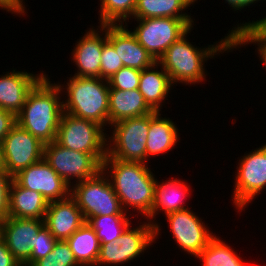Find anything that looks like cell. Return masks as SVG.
Masks as SVG:
<instances>
[{
    "label": "cell",
    "mask_w": 266,
    "mask_h": 266,
    "mask_svg": "<svg viewBox=\"0 0 266 266\" xmlns=\"http://www.w3.org/2000/svg\"><path fill=\"white\" fill-rule=\"evenodd\" d=\"M102 170L108 176L122 209L125 212L134 209L146 219L151 214L157 181L147 163L121 161L107 154Z\"/></svg>",
    "instance_id": "obj_1"
},
{
    "label": "cell",
    "mask_w": 266,
    "mask_h": 266,
    "mask_svg": "<svg viewBox=\"0 0 266 266\" xmlns=\"http://www.w3.org/2000/svg\"><path fill=\"white\" fill-rule=\"evenodd\" d=\"M61 89L45 75L29 92L16 123L44 145L56 140L64 113ZM61 98V99H60Z\"/></svg>",
    "instance_id": "obj_2"
},
{
    "label": "cell",
    "mask_w": 266,
    "mask_h": 266,
    "mask_svg": "<svg viewBox=\"0 0 266 266\" xmlns=\"http://www.w3.org/2000/svg\"><path fill=\"white\" fill-rule=\"evenodd\" d=\"M190 32L191 29L178 41L172 43L158 60L168 73L173 85L178 83L199 84L204 81L207 75L204 68L205 62L209 58H215L217 54L220 55L225 51L230 52L233 49L232 36L228 34L214 45L197 48L187 39V34Z\"/></svg>",
    "instance_id": "obj_3"
},
{
    "label": "cell",
    "mask_w": 266,
    "mask_h": 266,
    "mask_svg": "<svg viewBox=\"0 0 266 266\" xmlns=\"http://www.w3.org/2000/svg\"><path fill=\"white\" fill-rule=\"evenodd\" d=\"M57 84L61 92L67 93L68 98L62 101L65 113L91 120L103 128L109 124L108 80L72 76L67 85Z\"/></svg>",
    "instance_id": "obj_4"
},
{
    "label": "cell",
    "mask_w": 266,
    "mask_h": 266,
    "mask_svg": "<svg viewBox=\"0 0 266 266\" xmlns=\"http://www.w3.org/2000/svg\"><path fill=\"white\" fill-rule=\"evenodd\" d=\"M74 183L70 195L86 222L93 216L127 215L103 170L92 178Z\"/></svg>",
    "instance_id": "obj_5"
},
{
    "label": "cell",
    "mask_w": 266,
    "mask_h": 266,
    "mask_svg": "<svg viewBox=\"0 0 266 266\" xmlns=\"http://www.w3.org/2000/svg\"><path fill=\"white\" fill-rule=\"evenodd\" d=\"M150 114L127 118L111 125L107 136V154L121 161L146 163V142Z\"/></svg>",
    "instance_id": "obj_6"
},
{
    "label": "cell",
    "mask_w": 266,
    "mask_h": 266,
    "mask_svg": "<svg viewBox=\"0 0 266 266\" xmlns=\"http://www.w3.org/2000/svg\"><path fill=\"white\" fill-rule=\"evenodd\" d=\"M106 155L70 150L53 141L44 145L43 158L71 187V180L79 182L97 175L102 170Z\"/></svg>",
    "instance_id": "obj_7"
},
{
    "label": "cell",
    "mask_w": 266,
    "mask_h": 266,
    "mask_svg": "<svg viewBox=\"0 0 266 266\" xmlns=\"http://www.w3.org/2000/svg\"><path fill=\"white\" fill-rule=\"evenodd\" d=\"M135 20L139 24L131 32L156 61L194 25L193 20L167 17Z\"/></svg>",
    "instance_id": "obj_8"
},
{
    "label": "cell",
    "mask_w": 266,
    "mask_h": 266,
    "mask_svg": "<svg viewBox=\"0 0 266 266\" xmlns=\"http://www.w3.org/2000/svg\"><path fill=\"white\" fill-rule=\"evenodd\" d=\"M105 128L96 122L63 113L56 142L70 150L90 154H107Z\"/></svg>",
    "instance_id": "obj_9"
},
{
    "label": "cell",
    "mask_w": 266,
    "mask_h": 266,
    "mask_svg": "<svg viewBox=\"0 0 266 266\" xmlns=\"http://www.w3.org/2000/svg\"><path fill=\"white\" fill-rule=\"evenodd\" d=\"M238 162L232 201L238 212L266 189V144L245 153ZM257 195V196H256Z\"/></svg>",
    "instance_id": "obj_10"
},
{
    "label": "cell",
    "mask_w": 266,
    "mask_h": 266,
    "mask_svg": "<svg viewBox=\"0 0 266 266\" xmlns=\"http://www.w3.org/2000/svg\"><path fill=\"white\" fill-rule=\"evenodd\" d=\"M2 153L4 169L13 178L43 158L44 144L16 124L2 142Z\"/></svg>",
    "instance_id": "obj_11"
},
{
    "label": "cell",
    "mask_w": 266,
    "mask_h": 266,
    "mask_svg": "<svg viewBox=\"0 0 266 266\" xmlns=\"http://www.w3.org/2000/svg\"><path fill=\"white\" fill-rule=\"evenodd\" d=\"M166 218L174 241L182 251L192 257L196 258L216 236L192 210L172 212L167 214Z\"/></svg>",
    "instance_id": "obj_12"
},
{
    "label": "cell",
    "mask_w": 266,
    "mask_h": 266,
    "mask_svg": "<svg viewBox=\"0 0 266 266\" xmlns=\"http://www.w3.org/2000/svg\"><path fill=\"white\" fill-rule=\"evenodd\" d=\"M13 179L21 187L41 193L48 203L67 198L71 191L44 158L20 171Z\"/></svg>",
    "instance_id": "obj_13"
},
{
    "label": "cell",
    "mask_w": 266,
    "mask_h": 266,
    "mask_svg": "<svg viewBox=\"0 0 266 266\" xmlns=\"http://www.w3.org/2000/svg\"><path fill=\"white\" fill-rule=\"evenodd\" d=\"M93 28L85 32L72 51V60L78 69L74 76L100 78L101 52L107 42V25L98 26V31Z\"/></svg>",
    "instance_id": "obj_14"
},
{
    "label": "cell",
    "mask_w": 266,
    "mask_h": 266,
    "mask_svg": "<svg viewBox=\"0 0 266 266\" xmlns=\"http://www.w3.org/2000/svg\"><path fill=\"white\" fill-rule=\"evenodd\" d=\"M45 225L44 220L7 217L2 226V239L9 251L23 265L34 247L35 235Z\"/></svg>",
    "instance_id": "obj_15"
},
{
    "label": "cell",
    "mask_w": 266,
    "mask_h": 266,
    "mask_svg": "<svg viewBox=\"0 0 266 266\" xmlns=\"http://www.w3.org/2000/svg\"><path fill=\"white\" fill-rule=\"evenodd\" d=\"M126 27L127 23L107 25V41L114 47L123 66L139 70L152 66L157 61Z\"/></svg>",
    "instance_id": "obj_16"
},
{
    "label": "cell",
    "mask_w": 266,
    "mask_h": 266,
    "mask_svg": "<svg viewBox=\"0 0 266 266\" xmlns=\"http://www.w3.org/2000/svg\"><path fill=\"white\" fill-rule=\"evenodd\" d=\"M43 72L34 75L27 71L12 70L0 76V108L17 116L29 92L46 75Z\"/></svg>",
    "instance_id": "obj_17"
},
{
    "label": "cell",
    "mask_w": 266,
    "mask_h": 266,
    "mask_svg": "<svg viewBox=\"0 0 266 266\" xmlns=\"http://www.w3.org/2000/svg\"><path fill=\"white\" fill-rule=\"evenodd\" d=\"M45 226L58 241L67 240L86 221L75 199L67 198L48 203Z\"/></svg>",
    "instance_id": "obj_18"
},
{
    "label": "cell",
    "mask_w": 266,
    "mask_h": 266,
    "mask_svg": "<svg viewBox=\"0 0 266 266\" xmlns=\"http://www.w3.org/2000/svg\"><path fill=\"white\" fill-rule=\"evenodd\" d=\"M185 183L186 182L183 180L181 181L177 178H171V180H165V182L163 181L161 183L158 180L156 181L154 202L151 214L147 217V222L154 225V241H156L161 229L159 228L160 224L153 219H155V216L160 213V210L167 215L172 212L190 209L187 208L188 206L185 207L184 205L186 197L190 195L189 193H191L189 189L190 185L188 186V184Z\"/></svg>",
    "instance_id": "obj_19"
},
{
    "label": "cell",
    "mask_w": 266,
    "mask_h": 266,
    "mask_svg": "<svg viewBox=\"0 0 266 266\" xmlns=\"http://www.w3.org/2000/svg\"><path fill=\"white\" fill-rule=\"evenodd\" d=\"M47 200L39 192L21 187L14 179L9 186L8 217L44 220Z\"/></svg>",
    "instance_id": "obj_20"
},
{
    "label": "cell",
    "mask_w": 266,
    "mask_h": 266,
    "mask_svg": "<svg viewBox=\"0 0 266 266\" xmlns=\"http://www.w3.org/2000/svg\"><path fill=\"white\" fill-rule=\"evenodd\" d=\"M158 66L161 71L158 70ZM172 86L173 84L168 73L163 69L162 65L158 61L152 66L141 70L138 89L143 95L145 102L153 111H161L160 109L162 108V103L165 102Z\"/></svg>",
    "instance_id": "obj_21"
},
{
    "label": "cell",
    "mask_w": 266,
    "mask_h": 266,
    "mask_svg": "<svg viewBox=\"0 0 266 266\" xmlns=\"http://www.w3.org/2000/svg\"><path fill=\"white\" fill-rule=\"evenodd\" d=\"M153 110L145 102L139 89H109V125L121 120L147 115Z\"/></svg>",
    "instance_id": "obj_22"
},
{
    "label": "cell",
    "mask_w": 266,
    "mask_h": 266,
    "mask_svg": "<svg viewBox=\"0 0 266 266\" xmlns=\"http://www.w3.org/2000/svg\"><path fill=\"white\" fill-rule=\"evenodd\" d=\"M161 113H150V126L146 142V162L150 156L168 153L177 145L178 128L170 118L160 116Z\"/></svg>",
    "instance_id": "obj_23"
},
{
    "label": "cell",
    "mask_w": 266,
    "mask_h": 266,
    "mask_svg": "<svg viewBox=\"0 0 266 266\" xmlns=\"http://www.w3.org/2000/svg\"><path fill=\"white\" fill-rule=\"evenodd\" d=\"M128 226L122 235L117 239L121 252V265L133 262L144 253L151 243H154V225L150 222H141L139 226L131 229ZM148 247V248H147ZM143 252V253H142Z\"/></svg>",
    "instance_id": "obj_24"
},
{
    "label": "cell",
    "mask_w": 266,
    "mask_h": 266,
    "mask_svg": "<svg viewBox=\"0 0 266 266\" xmlns=\"http://www.w3.org/2000/svg\"><path fill=\"white\" fill-rule=\"evenodd\" d=\"M198 0H137L133 18H178L193 20L191 15L183 11Z\"/></svg>",
    "instance_id": "obj_25"
},
{
    "label": "cell",
    "mask_w": 266,
    "mask_h": 266,
    "mask_svg": "<svg viewBox=\"0 0 266 266\" xmlns=\"http://www.w3.org/2000/svg\"><path fill=\"white\" fill-rule=\"evenodd\" d=\"M76 261L81 266H96L100 250V241L96 232L85 222L67 240Z\"/></svg>",
    "instance_id": "obj_26"
},
{
    "label": "cell",
    "mask_w": 266,
    "mask_h": 266,
    "mask_svg": "<svg viewBox=\"0 0 266 266\" xmlns=\"http://www.w3.org/2000/svg\"><path fill=\"white\" fill-rule=\"evenodd\" d=\"M202 266H242L243 260L227 243L215 236L196 257Z\"/></svg>",
    "instance_id": "obj_27"
},
{
    "label": "cell",
    "mask_w": 266,
    "mask_h": 266,
    "mask_svg": "<svg viewBox=\"0 0 266 266\" xmlns=\"http://www.w3.org/2000/svg\"><path fill=\"white\" fill-rule=\"evenodd\" d=\"M127 215L93 216L87 223L96 232L100 244L117 241L131 225Z\"/></svg>",
    "instance_id": "obj_28"
},
{
    "label": "cell",
    "mask_w": 266,
    "mask_h": 266,
    "mask_svg": "<svg viewBox=\"0 0 266 266\" xmlns=\"http://www.w3.org/2000/svg\"><path fill=\"white\" fill-rule=\"evenodd\" d=\"M101 25H122L133 18L137 0H100ZM127 20V21H126Z\"/></svg>",
    "instance_id": "obj_29"
},
{
    "label": "cell",
    "mask_w": 266,
    "mask_h": 266,
    "mask_svg": "<svg viewBox=\"0 0 266 266\" xmlns=\"http://www.w3.org/2000/svg\"><path fill=\"white\" fill-rule=\"evenodd\" d=\"M32 266H81L75 259L67 241L55 243L52 252L37 260Z\"/></svg>",
    "instance_id": "obj_30"
},
{
    "label": "cell",
    "mask_w": 266,
    "mask_h": 266,
    "mask_svg": "<svg viewBox=\"0 0 266 266\" xmlns=\"http://www.w3.org/2000/svg\"><path fill=\"white\" fill-rule=\"evenodd\" d=\"M57 240L44 225L35 235L34 247L31 251V257L22 266H32L37 260L46 257L52 252Z\"/></svg>",
    "instance_id": "obj_31"
},
{
    "label": "cell",
    "mask_w": 266,
    "mask_h": 266,
    "mask_svg": "<svg viewBox=\"0 0 266 266\" xmlns=\"http://www.w3.org/2000/svg\"><path fill=\"white\" fill-rule=\"evenodd\" d=\"M141 70L123 66L110 79L109 88L119 90H135L139 88Z\"/></svg>",
    "instance_id": "obj_32"
},
{
    "label": "cell",
    "mask_w": 266,
    "mask_h": 266,
    "mask_svg": "<svg viewBox=\"0 0 266 266\" xmlns=\"http://www.w3.org/2000/svg\"><path fill=\"white\" fill-rule=\"evenodd\" d=\"M123 67L114 47L107 41L101 52L100 78L108 80Z\"/></svg>",
    "instance_id": "obj_33"
},
{
    "label": "cell",
    "mask_w": 266,
    "mask_h": 266,
    "mask_svg": "<svg viewBox=\"0 0 266 266\" xmlns=\"http://www.w3.org/2000/svg\"><path fill=\"white\" fill-rule=\"evenodd\" d=\"M99 256L97 259V265H113L117 266L121 264V252L120 246L117 241L100 244Z\"/></svg>",
    "instance_id": "obj_34"
},
{
    "label": "cell",
    "mask_w": 266,
    "mask_h": 266,
    "mask_svg": "<svg viewBox=\"0 0 266 266\" xmlns=\"http://www.w3.org/2000/svg\"><path fill=\"white\" fill-rule=\"evenodd\" d=\"M251 43L254 45L257 44L258 56L260 55L259 58L266 67V43L259 42L247 29L238 32L232 37L233 49L240 48L243 44V46H245Z\"/></svg>",
    "instance_id": "obj_35"
},
{
    "label": "cell",
    "mask_w": 266,
    "mask_h": 266,
    "mask_svg": "<svg viewBox=\"0 0 266 266\" xmlns=\"http://www.w3.org/2000/svg\"><path fill=\"white\" fill-rule=\"evenodd\" d=\"M237 27H233L232 30L229 31L230 36L236 35L238 32L247 29L259 42L266 43V16L262 19L252 22H243L241 24H236Z\"/></svg>",
    "instance_id": "obj_36"
},
{
    "label": "cell",
    "mask_w": 266,
    "mask_h": 266,
    "mask_svg": "<svg viewBox=\"0 0 266 266\" xmlns=\"http://www.w3.org/2000/svg\"><path fill=\"white\" fill-rule=\"evenodd\" d=\"M12 177L6 171H0V218L8 217L9 186Z\"/></svg>",
    "instance_id": "obj_37"
},
{
    "label": "cell",
    "mask_w": 266,
    "mask_h": 266,
    "mask_svg": "<svg viewBox=\"0 0 266 266\" xmlns=\"http://www.w3.org/2000/svg\"><path fill=\"white\" fill-rule=\"evenodd\" d=\"M16 124V116L0 108V143Z\"/></svg>",
    "instance_id": "obj_38"
},
{
    "label": "cell",
    "mask_w": 266,
    "mask_h": 266,
    "mask_svg": "<svg viewBox=\"0 0 266 266\" xmlns=\"http://www.w3.org/2000/svg\"><path fill=\"white\" fill-rule=\"evenodd\" d=\"M23 0H0V8L6 10L7 12H11V14L15 13L18 15H25V4Z\"/></svg>",
    "instance_id": "obj_39"
},
{
    "label": "cell",
    "mask_w": 266,
    "mask_h": 266,
    "mask_svg": "<svg viewBox=\"0 0 266 266\" xmlns=\"http://www.w3.org/2000/svg\"><path fill=\"white\" fill-rule=\"evenodd\" d=\"M0 266H22L9 251L4 240H0Z\"/></svg>",
    "instance_id": "obj_40"
},
{
    "label": "cell",
    "mask_w": 266,
    "mask_h": 266,
    "mask_svg": "<svg viewBox=\"0 0 266 266\" xmlns=\"http://www.w3.org/2000/svg\"><path fill=\"white\" fill-rule=\"evenodd\" d=\"M259 0H225L234 11H241L242 9L246 8V6H250L253 3L255 4Z\"/></svg>",
    "instance_id": "obj_41"
},
{
    "label": "cell",
    "mask_w": 266,
    "mask_h": 266,
    "mask_svg": "<svg viewBox=\"0 0 266 266\" xmlns=\"http://www.w3.org/2000/svg\"><path fill=\"white\" fill-rule=\"evenodd\" d=\"M0 171H5L2 153V143H0Z\"/></svg>",
    "instance_id": "obj_42"
},
{
    "label": "cell",
    "mask_w": 266,
    "mask_h": 266,
    "mask_svg": "<svg viewBox=\"0 0 266 266\" xmlns=\"http://www.w3.org/2000/svg\"><path fill=\"white\" fill-rule=\"evenodd\" d=\"M4 219L0 218V240L2 239V226H3Z\"/></svg>",
    "instance_id": "obj_43"
},
{
    "label": "cell",
    "mask_w": 266,
    "mask_h": 266,
    "mask_svg": "<svg viewBox=\"0 0 266 266\" xmlns=\"http://www.w3.org/2000/svg\"><path fill=\"white\" fill-rule=\"evenodd\" d=\"M242 266H254V265H247V263L243 262Z\"/></svg>",
    "instance_id": "obj_44"
}]
</instances>
